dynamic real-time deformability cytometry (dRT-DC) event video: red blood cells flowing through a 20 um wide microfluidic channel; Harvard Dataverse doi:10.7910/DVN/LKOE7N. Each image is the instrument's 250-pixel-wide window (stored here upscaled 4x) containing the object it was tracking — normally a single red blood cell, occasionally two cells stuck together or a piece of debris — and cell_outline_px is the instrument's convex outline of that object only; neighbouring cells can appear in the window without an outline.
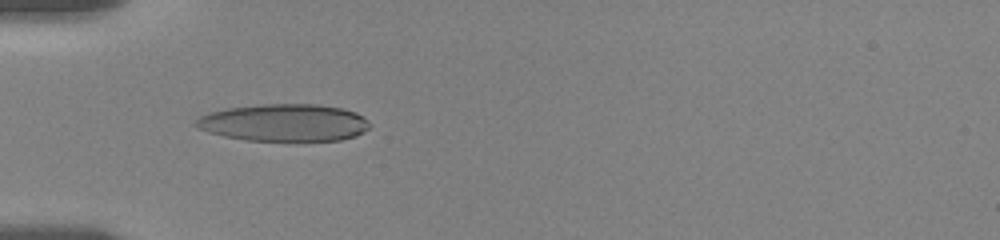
{"species": "human", "species_latin": "Homo sapiens", "temperature_condition": "room temperature", "stored_images_in_passage": 10, "camera_frame_rate_fps": 3000, "um_per_image_px": 0.085, "donor": {"sex": "female"}, "frame": {"image": 1, "passage_image": 2, "time_ms": 0.333, "image_size_px": [1000, 240], "cell_outline_px": [[372, 124], [364, 132], [356, 136], [340, 140], [244, 140], [224, 136], [208, 132], [196, 128], [196, 120], [200, 116], [212, 112], [228, 108], [260, 104], [320, 104], [340, 108], [356, 112], [364, 116]], "centroid_in_image_um": [24.19, 10.42], "position_along_channel_um": 60.8, "area_um2": 37.74}}
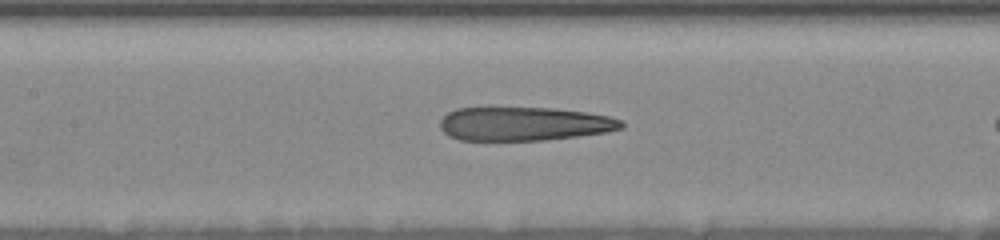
{"frame": {"image": 2, "passage_image": 6, "time_ms": 2.0, "image_size_px": [1000, 240], "cell_outline_px": [[624, 128], [608, 132], [548, 140], [460, 140], [448, 136], [440, 128], [440, 120], [448, 112], [456, 108], [552, 108], [588, 112], [612, 116], [620, 120], [624, 124]], "centroid_in_image_um": [44.58, 10.53], "position_along_channel_um": 162.8, "area_um2": 35.89}}
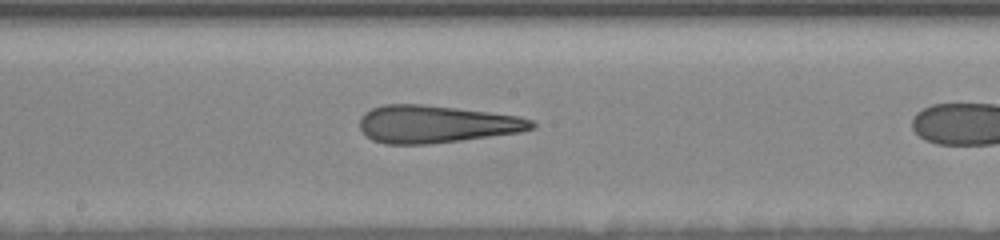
{"frame": {"image": 3, "passage_image": 9, "time_ms": 3.333, "image_size_px": [1000, 240], "cell_outline_px": [[536, 128], [520, 132], [460, 140], [428, 144], [384, 144], [372, 140], [364, 136], [360, 128], [360, 116], [364, 112], [372, 108], [384, 104], [420, 104], [456, 108], [520, 116], [532, 120], [536, 124]], "centroid_in_image_um": [37.03, 10.55], "position_along_channel_um": 211.2, "area_um2": 37.69}}